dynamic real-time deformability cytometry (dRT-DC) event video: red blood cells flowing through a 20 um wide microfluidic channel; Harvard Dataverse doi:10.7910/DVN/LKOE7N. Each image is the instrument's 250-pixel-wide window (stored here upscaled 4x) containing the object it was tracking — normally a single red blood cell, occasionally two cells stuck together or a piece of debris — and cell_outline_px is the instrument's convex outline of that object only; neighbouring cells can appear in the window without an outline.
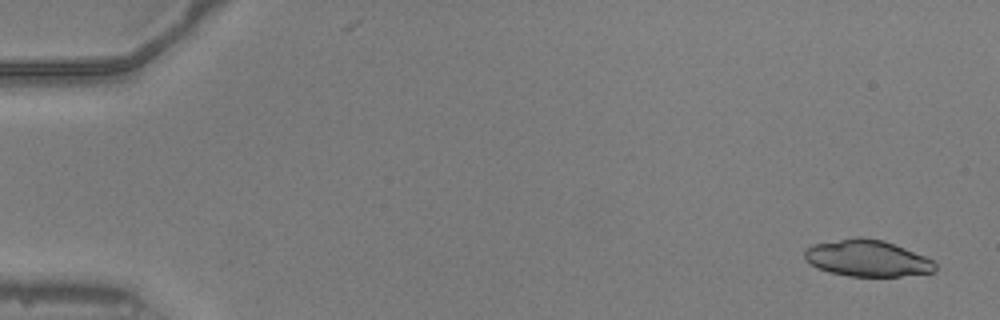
{"species": "common noctule bat (a hibernating species)", "species_latin": "Nyctalus noctula", "temperature_condition": "warm", "stored_images_in_passage": 18, "camera_frame_rate_fps": 3000, "um_per_image_px": 0.085, "animal": {"sex": "male", "body_mass_g": 20.5, "forearm_length_mm": 52.5}, "frame": {"image": 1, "passage_image": 3, "time_ms": 0.667, "image_size_px": [1000, 320], "cell_outline_px": [[936, 268], [932, 272], [900, 276], [848, 276], [816, 268], [804, 260], [804, 248], [812, 244], [856, 236], [860, 236], [884, 240], [924, 256], [932, 260], [936, 264]], "centroid_in_image_um": [73.65, 21.93], "position_along_channel_um": 11.3, "area_um2": 27.86}}
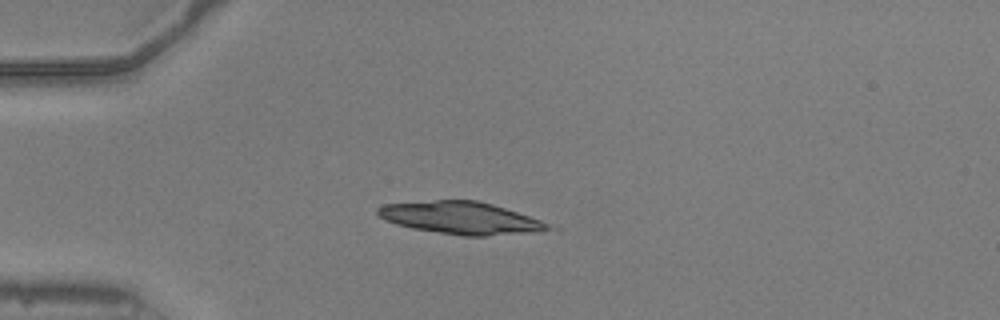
{"frame": {"image": 2, "passage_image": 15, "time_ms": 4.667, "image_size_px": [1000, 320], "cell_outline_px": [[548, 228], [532, 232], [484, 236], [464, 236], [412, 228], [396, 224], [384, 220], [376, 212], [376, 208], [384, 204], [436, 200], [476, 200], [492, 204], [540, 220], [548, 224]], "centroid_in_image_um": [39.07, 18.51], "position_along_channel_um": 45.9, "area_um2": 31.56}}